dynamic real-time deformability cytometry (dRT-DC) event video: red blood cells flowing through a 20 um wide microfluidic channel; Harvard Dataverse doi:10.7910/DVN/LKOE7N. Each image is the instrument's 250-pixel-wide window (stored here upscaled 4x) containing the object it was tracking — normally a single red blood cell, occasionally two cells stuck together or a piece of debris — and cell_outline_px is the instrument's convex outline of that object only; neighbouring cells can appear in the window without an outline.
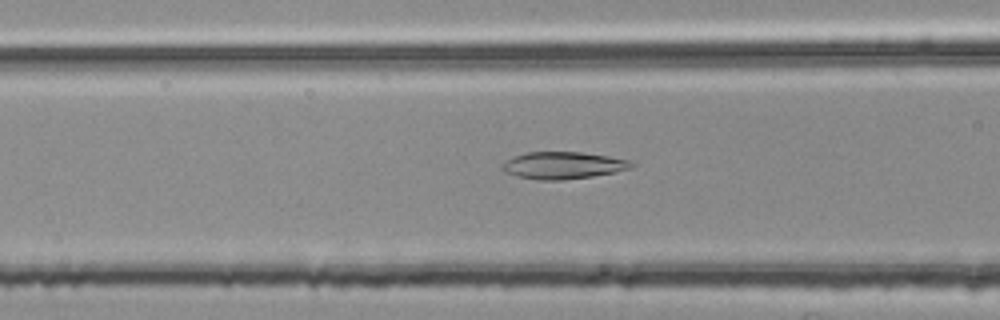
{"species": "common noctule bat (a hibernating species)", "species_latin": "Nyctalus noctula", "temperature_condition": "room temperature", "stored_images_in_passage": 46, "camera_frame_rate_fps": 3000, "um_per_image_px": 0.085, "animal": {"sex": "female", "body_mass_g": 25.1}, "frame": {"image": 1, "passage_image": 20, "time_ms": 6.333, "image_size_px": [1000, 320], "cell_outline_px": [[636, 164], [628, 168], [616, 172], [592, 176], [564, 180], [540, 180], [516, 176], [504, 172], [500, 168], [500, 164], [516, 156], [528, 152], [580, 152], [608, 156], [628, 160]], "centroid_in_image_um": [47.83, 14.06], "position_along_channel_um": 118.8, "area_um2": 20.29}}
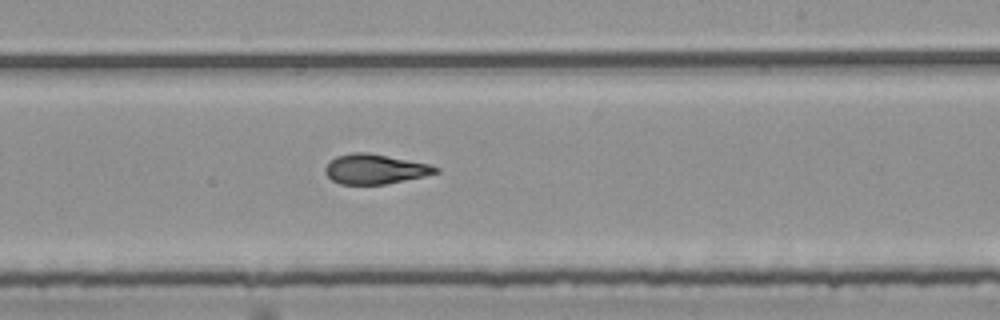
{"frame": {"image": 2, "passage_image": 31, "time_ms": 10.0, "image_size_px": [1000, 320], "cell_outline_px": [[440, 172], [424, 176], [384, 184], [340, 184], [332, 180], [324, 172], [324, 168], [336, 156], [352, 152], [368, 152], [428, 164], [440, 168]], "centroid_in_image_um": [31.86, 14.37], "position_along_channel_um": 257.1, "area_um2": 19.02}}
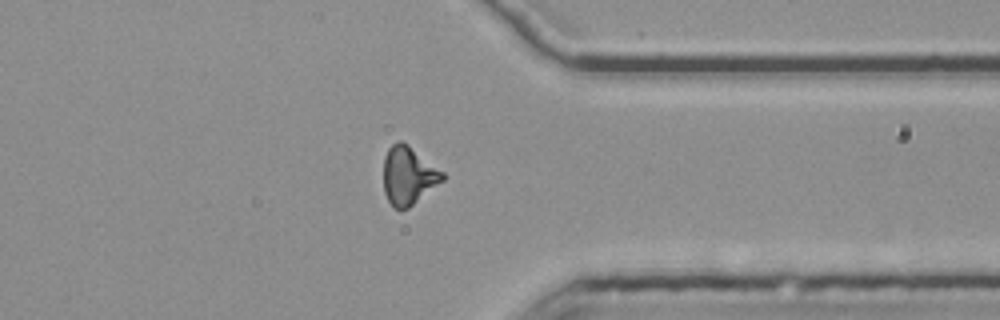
{"frame": {"image": 3, "passage_image": 41, "time_ms": 13.333, "image_size_px": [1000, 320], "cell_outline_px": [[444, 180], [408, 208], [400, 212], [392, 208], [384, 192], [384, 156], [388, 148], [396, 140], [400, 140], [408, 144], [444, 172]], "centroid_in_image_um": [34.69, 14.93], "position_along_channel_um": 376.7, "area_um2": 20.23}, "authors_computed_cell_mechanics": {"area_um2": 19.8254, "velocity_mm_per_s": 3.7827, "shape_relaxation_time_tau1_ms": 8.0465, "shape_relaxation_time_tau2_ms": 1.9175, "deformation_change_tau1": 0.2444, "deformation_change_tau2": 0.1115}}